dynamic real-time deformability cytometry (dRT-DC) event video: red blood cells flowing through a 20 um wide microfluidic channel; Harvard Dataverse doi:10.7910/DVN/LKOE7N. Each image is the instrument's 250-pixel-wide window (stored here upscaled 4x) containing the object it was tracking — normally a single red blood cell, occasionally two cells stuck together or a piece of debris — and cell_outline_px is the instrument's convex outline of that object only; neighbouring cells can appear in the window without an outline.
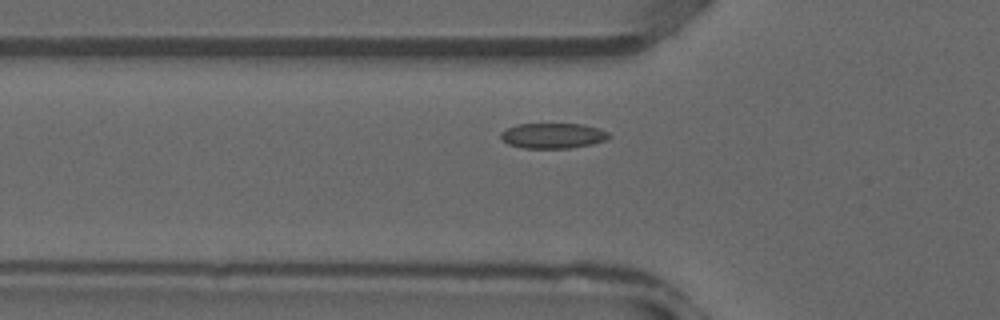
{"species": "common noctule bat (a hibernating species)", "species_latin": "Nyctalus noctula", "temperature_condition": "warm", "stored_images_in_passage": 30, "camera_frame_rate_fps": 3000, "um_per_image_px": 0.085, "animal": {"sex": "male", "forearm_length_mm": 52.5}, "frame": {"image": 1, "passage_image": 9, "time_ms": 2.667, "image_size_px": [1000, 320], "cell_outline_px": [[612, 136], [604, 140], [592, 144], [568, 148], [524, 148], [508, 144], [500, 136], [500, 132], [516, 124], [584, 124], [608, 132]], "centroid_in_image_um": [46.99, 11.53], "position_along_channel_um": 78.8, "area_um2": 15.84}}
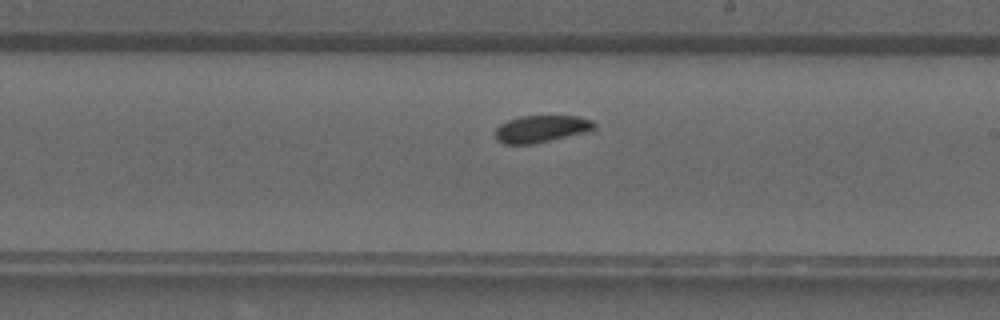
{"frame": {"image": 2, "passage_image": 18, "time_ms": 5.667, "image_size_px": [1000, 320], "cell_outline_px": [[596, 128], [584, 132], [532, 144], [504, 144], [496, 140], [496, 128], [500, 124], [508, 120], [520, 116], [580, 116], [592, 120], [596, 124]], "centroid_in_image_um": [45.99, 10.94], "position_along_channel_um": 243.0, "area_um2": 15.49}}
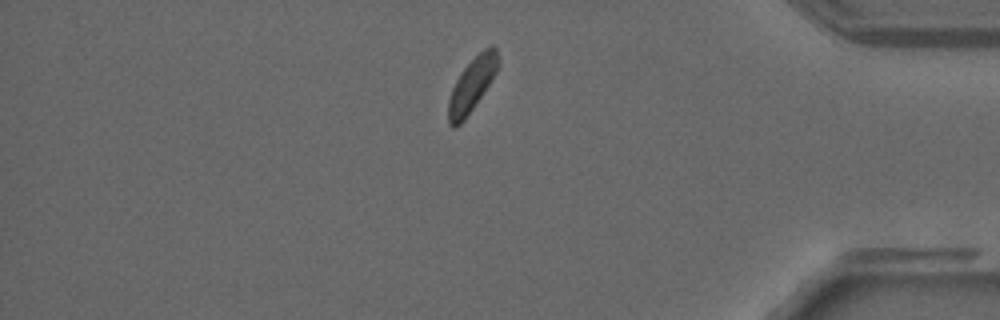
{"frame": {"image": 3, "passage_image": 28, "time_ms": 9.0, "image_size_px": [1000, 320], "cell_outline_px": [[500, 64], [496, 72], [464, 120], [456, 128], [452, 128], [448, 124], [448, 100], [452, 88], [460, 72], [484, 48], [492, 44], [496, 48], [500, 56]], "centroid_in_image_um": [40.11, 7.18], "position_along_channel_um": 395.1, "area_um2": 15.43}}